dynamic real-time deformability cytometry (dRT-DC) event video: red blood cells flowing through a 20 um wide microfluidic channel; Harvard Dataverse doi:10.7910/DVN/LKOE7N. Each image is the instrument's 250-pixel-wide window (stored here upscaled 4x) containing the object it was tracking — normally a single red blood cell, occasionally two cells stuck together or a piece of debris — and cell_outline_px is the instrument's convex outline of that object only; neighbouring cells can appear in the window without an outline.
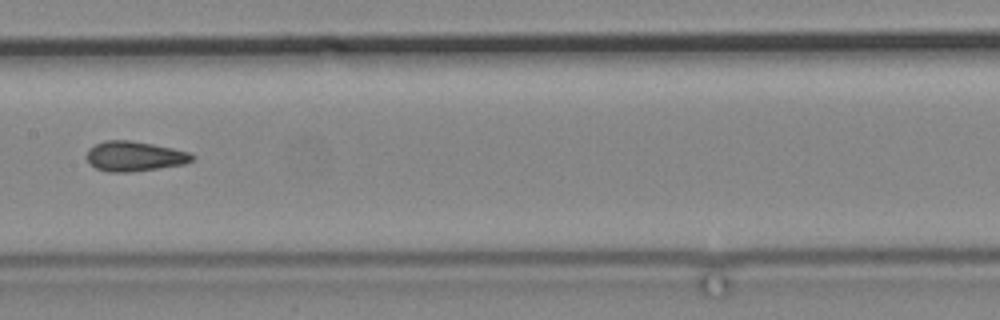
{"species": "common noctule bat (a hibernating species)", "species_latin": "Nyctalus noctula", "temperature_condition": "cold", "stored_images_in_passage": 9, "camera_frame_rate_fps": 3000, "um_per_image_px": 0.085, "animal": {"sex": "male", "body_mass_g": 19.2, "forearm_length_mm": 51.8}, "frame": {"image": 1, "passage_image": 6, "time_ms": 6.0, "image_size_px": [1000, 320], "cell_outline_px": [[196, 156], [192, 160], [184, 164], [128, 172], [108, 172], [96, 168], [88, 160], [88, 148], [104, 140], [128, 140], [152, 144], [172, 148], [188, 152]], "centroid_in_image_um": [11.43, 13.27], "position_along_channel_um": 196.0, "area_um2": 18.09}}
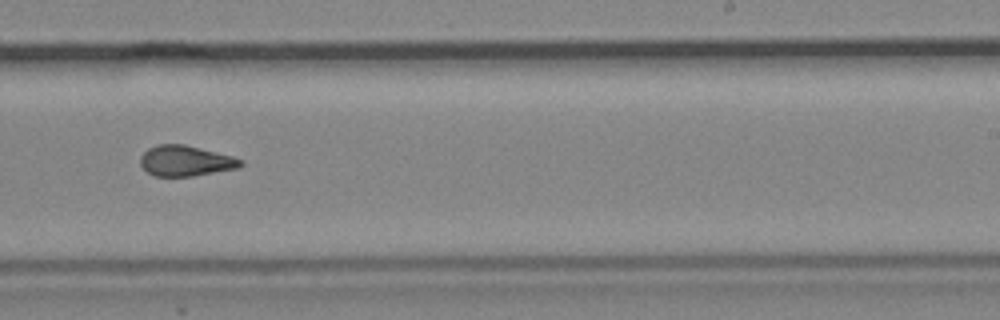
{"frame": {"image": 2, "passage_image": 8, "time_ms": 8.333, "image_size_px": [1000, 320], "cell_outline_px": [[244, 164], [240, 168], [192, 176], [152, 176], [140, 164], [140, 156], [148, 148], [156, 144], [184, 144], [232, 156], [244, 160]], "centroid_in_image_um": [15.79, 13.67], "position_along_channel_um": 273.2, "area_um2": 17.98}}
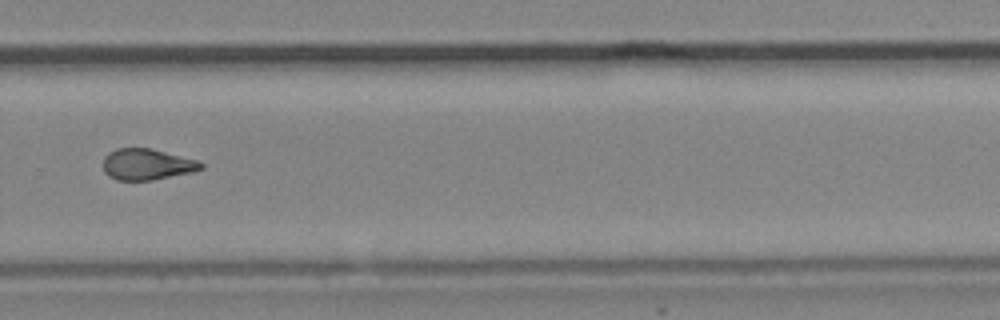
{"frame": {"image": 3, "passage_image": 9, "time_ms": 9.667, "image_size_px": [1000, 320], "cell_outline_px": [[204, 168], [196, 172], [152, 180], [116, 180], [108, 176], [104, 172], [104, 156], [108, 152], [116, 148], [152, 148], [200, 160], [204, 164]], "centroid_in_image_um": [12.55, 13.96], "position_along_channel_um": 317.3, "area_um2": 18.21}}